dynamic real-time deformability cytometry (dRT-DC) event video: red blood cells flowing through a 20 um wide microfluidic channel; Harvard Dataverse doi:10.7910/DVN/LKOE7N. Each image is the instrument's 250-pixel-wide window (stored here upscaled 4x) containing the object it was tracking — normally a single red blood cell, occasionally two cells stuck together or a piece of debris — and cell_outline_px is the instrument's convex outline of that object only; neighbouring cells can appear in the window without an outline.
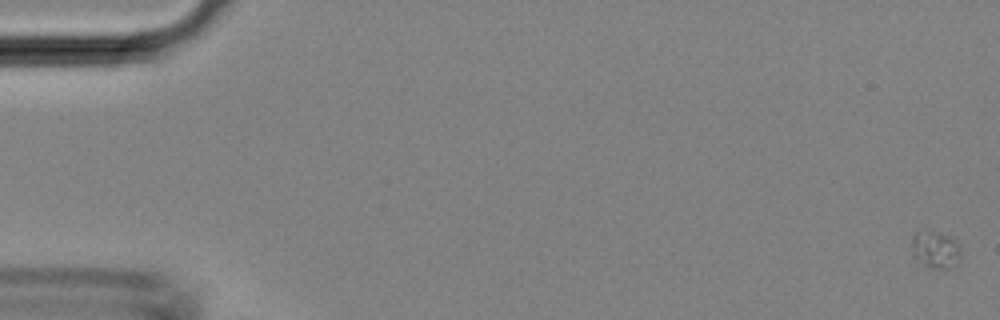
{"species": "Egyptian fruit bat (a non-hibernating species)", "species_latin": "Rousettus aegyptiacus", "temperature_condition": "room temperature", "stored_images_in_passage": 46, "camera_frame_rate_fps": 3000, "um_per_image_px": 0.085, "animal": {"sex": "female"}, "frame": {"image": 1, "passage_image": 1, "time_ms": 0.0, "image_size_px": [1000, 320], "cell_outline_px": [[960, 264], [952, 268], [932, 268], [924, 264], [912, 252], [912, 240], [916, 232], [940, 232], [952, 236], [960, 244]], "centroid_in_image_um": [79.61, 21.22], "position_along_channel_um": 5.4, "area_um2": 10.64}}